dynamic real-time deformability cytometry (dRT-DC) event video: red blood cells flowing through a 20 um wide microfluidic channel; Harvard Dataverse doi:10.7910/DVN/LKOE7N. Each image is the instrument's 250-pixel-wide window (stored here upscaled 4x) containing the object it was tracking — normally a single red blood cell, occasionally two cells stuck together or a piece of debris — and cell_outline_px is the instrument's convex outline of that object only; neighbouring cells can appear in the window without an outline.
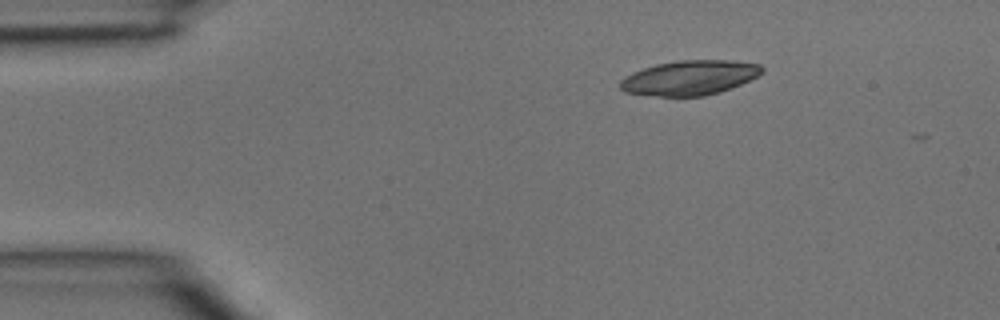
{"species": "common noctule bat (a hibernating species)", "species_latin": "Nyctalus noctula", "temperature_condition": "room temperature", "stored_images_in_passage": 2, "camera_frame_rate_fps": 3000, "um_per_image_px": 0.085, "animal": {"sex": "male", "body_mass_g": 15.6}, "frame": {"image": 1, "passage_image": 1, "time_ms": 0.0, "image_size_px": [1000, 320], "cell_outline_px": [[764, 72], [740, 84], [720, 92], [704, 96], [660, 96], [624, 92], [620, 88], [620, 80], [624, 76], [632, 72], [656, 64], [676, 60], [724, 60], [760, 64], [764, 68]], "centroid_in_image_um": [58.59, 6.6], "position_along_channel_um": 26.4, "area_um2": 28.55}}